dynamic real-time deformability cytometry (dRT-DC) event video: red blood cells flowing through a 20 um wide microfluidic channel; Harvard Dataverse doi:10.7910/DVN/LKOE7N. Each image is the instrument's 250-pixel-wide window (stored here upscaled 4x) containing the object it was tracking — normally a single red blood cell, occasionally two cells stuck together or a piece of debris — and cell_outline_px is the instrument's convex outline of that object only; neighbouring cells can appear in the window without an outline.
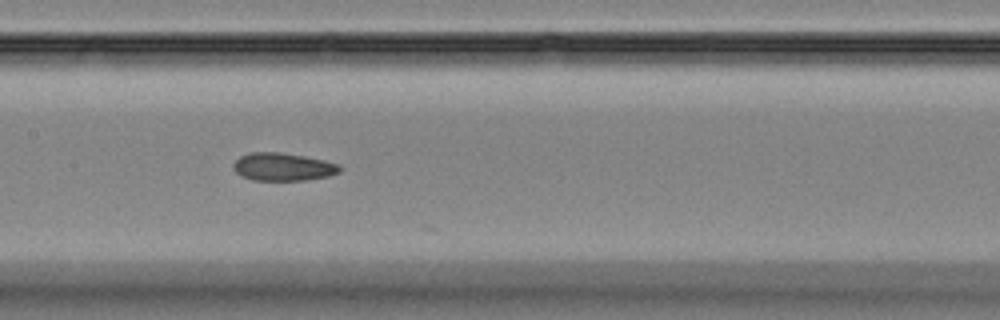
{"species": "Egyptian fruit bat (a non-hibernating species)", "species_latin": "Rousettus aegyptiacus", "temperature_condition": "room temperature", "stored_images_in_passage": 15, "camera_frame_rate_fps": 3000, "um_per_image_px": 0.085, "animal": {"sex": "female"}, "frame": {"image": 1, "passage_image": 12, "time_ms": 3.667, "image_size_px": [1000, 320], "cell_outline_px": [[344, 168], [340, 172], [328, 176], [308, 180], [252, 180], [240, 176], [232, 168], [232, 164], [240, 156], [248, 152], [280, 152], [304, 156], [324, 160], [340, 164]], "centroid_in_image_um": [24.06, 14.18], "position_along_channel_um": 183.3, "area_um2": 17.57}}